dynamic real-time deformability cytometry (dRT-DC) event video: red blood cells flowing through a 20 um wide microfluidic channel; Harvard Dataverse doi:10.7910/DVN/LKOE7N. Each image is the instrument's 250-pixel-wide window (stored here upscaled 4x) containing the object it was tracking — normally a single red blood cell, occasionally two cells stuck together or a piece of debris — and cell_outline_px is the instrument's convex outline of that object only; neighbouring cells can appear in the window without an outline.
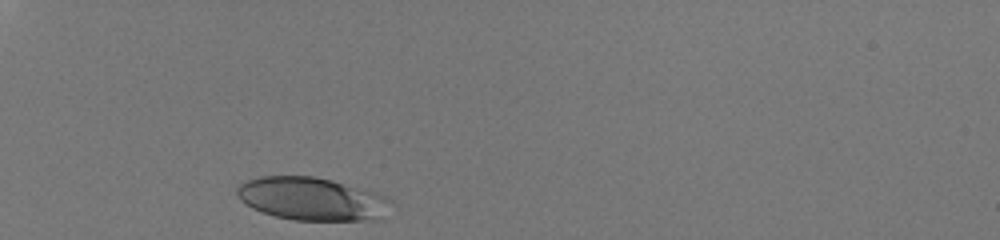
{"species": "human", "species_latin": "Homo sapiens", "temperature_condition": "room temperature", "stored_images_in_passage": 29, "camera_frame_rate_fps": 3000, "um_per_image_px": 0.085, "donor": {"sex": "male"}, "frame": {"image": 1, "passage_image": 1, "time_ms": 0.0, "image_size_px": [1000, 240], "cell_outline_px": [[396, 204], [372, 220], [292, 220], [276, 216], [252, 208], [240, 200], [236, 192], [236, 188], [244, 180], [260, 176], [316, 176], [380, 192], [388, 196]], "centroid_in_image_um": [26.54, 16.88], "position_along_channel_um": 58.5, "area_um2": 38.96}}
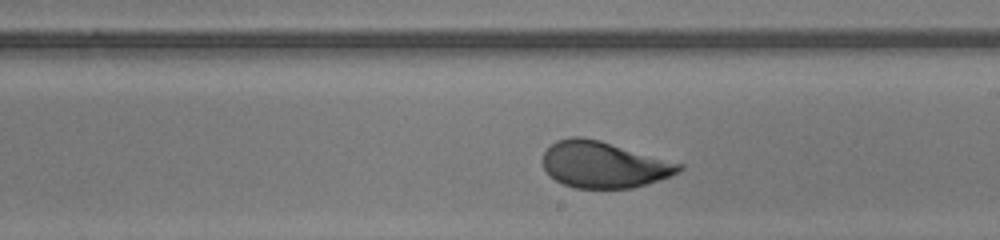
{"frame": {"image": 2, "passage_image": 17, "time_ms": 5.333, "image_size_px": [1000, 240], "cell_outline_px": [[684, 168], [668, 176], [648, 184], [632, 188], [576, 188], [564, 184], [556, 180], [544, 168], [544, 152], [556, 140], [568, 136], [580, 136], [600, 140], [684, 164]], "centroid_in_image_um": [51.33, 13.98], "position_along_channel_um": 237.7, "area_um2": 36.59}}
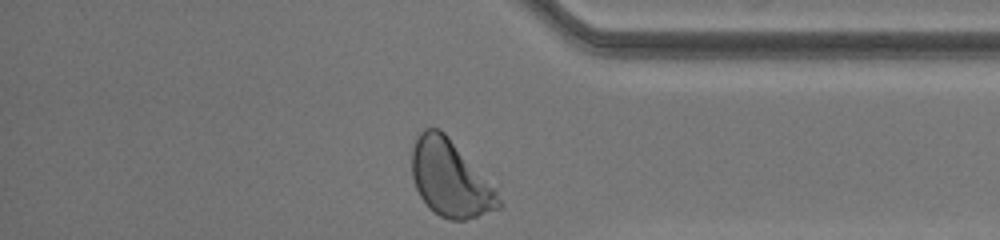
{"frame": {"image": 3, "passage_image": 29, "time_ms": 9.333, "image_size_px": [1000, 240], "cell_outline_px": [[504, 204], [500, 208], [464, 220], [448, 220], [440, 216], [428, 208], [420, 196], [416, 188], [412, 176], [412, 148], [416, 136], [424, 128], [440, 128], [448, 136], [496, 188]], "centroid_in_image_um": [38.27, 15.18], "position_along_channel_um": 396.9, "area_um2": 38.84}, "authors_computed_cell_mechanics": {"area_um2": 37.3388, "velocity_mm_per_s": 4.0751, "shape_relaxation_time_tau1_ms": 3.64, "shape_relaxation_time_tau2_ms": null, "deformation_change_tau1": 0.1745, "deformation_change_tau2": null}}